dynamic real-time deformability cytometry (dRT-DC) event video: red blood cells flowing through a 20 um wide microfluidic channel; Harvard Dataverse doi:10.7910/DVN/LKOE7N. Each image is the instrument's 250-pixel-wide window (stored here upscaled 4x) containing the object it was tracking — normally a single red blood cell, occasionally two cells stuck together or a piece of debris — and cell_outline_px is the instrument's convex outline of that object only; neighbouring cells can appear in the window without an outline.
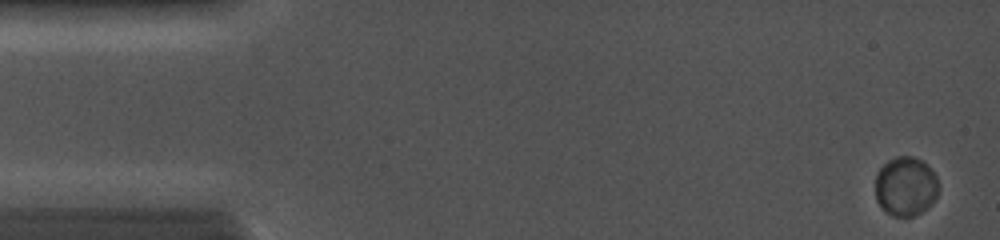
{"species": "common noctule bat (a hibernating species)", "species_latin": "Nyctalus noctula", "temperature_condition": "cold", "stored_images_in_passage": 15, "camera_frame_rate_fps": 5000, "um_per_image_px": 0.085, "animal": {"sex": "female", "body_mass_g": 19.0, "forearm_length_mm": 56.7}, "frame": {"image": 1, "passage_image": 1, "time_ms": 0.0, "image_size_px": [1000, 240], "cell_outline_px": [[936, 196], [920, 212], [912, 216], [892, 216], [884, 212], [880, 208], [876, 200], [876, 176], [880, 168], [888, 160], [896, 156], [912, 156], [924, 160], [928, 164], [936, 176]], "centroid_in_image_um": [76.93, 15.82], "position_along_channel_um": 8.1, "area_um2": 21.68}}
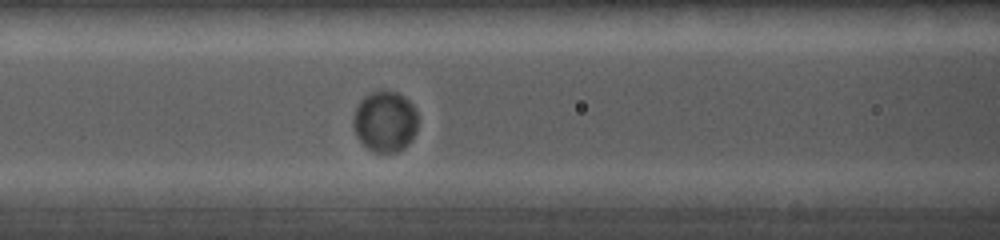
{"frame": {"image": 2, "passage_image": 13, "time_ms": 5.8, "image_size_px": [1000, 240], "cell_outline_px": [[416, 132], [412, 140], [404, 148], [396, 152], [372, 152], [356, 136], [352, 128], [352, 120], [356, 108], [360, 100], [364, 96], [372, 92], [384, 88], [396, 92], [404, 96], [412, 104], [416, 112]], "centroid_in_image_um": [32.71, 10.31], "position_along_channel_um": 133.9, "area_um2": 23.24}}
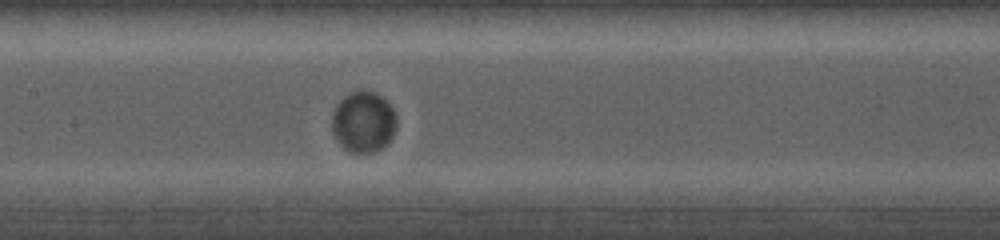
{"frame": {"image": 3, "passage_image": 15, "time_ms": 6.8, "image_size_px": [1000, 240], "cell_outline_px": [[396, 128], [388, 144], [372, 152], [352, 152], [344, 148], [340, 144], [332, 128], [332, 116], [336, 104], [344, 96], [352, 92], [372, 92], [380, 96], [392, 108], [396, 116]], "centroid_in_image_um": [30.89, 10.38], "position_along_channel_um": 176.5, "area_um2": 22.48}}